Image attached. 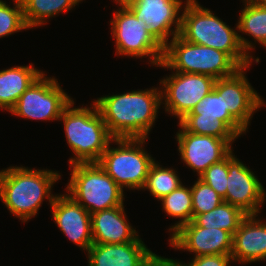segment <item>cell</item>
Wrapping results in <instances>:
<instances>
[{
	"mask_svg": "<svg viewBox=\"0 0 266 266\" xmlns=\"http://www.w3.org/2000/svg\"><path fill=\"white\" fill-rule=\"evenodd\" d=\"M96 104L113 138L149 137L162 104L161 89L127 91L97 98Z\"/></svg>",
	"mask_w": 266,
	"mask_h": 266,
	"instance_id": "cell-1",
	"label": "cell"
},
{
	"mask_svg": "<svg viewBox=\"0 0 266 266\" xmlns=\"http://www.w3.org/2000/svg\"><path fill=\"white\" fill-rule=\"evenodd\" d=\"M184 4L179 32L182 39L221 50L241 68L251 66L254 56L250 54V51L255 49V46L252 41L239 34L237 24L235 29L231 28L196 0H186Z\"/></svg>",
	"mask_w": 266,
	"mask_h": 266,
	"instance_id": "cell-2",
	"label": "cell"
},
{
	"mask_svg": "<svg viewBox=\"0 0 266 266\" xmlns=\"http://www.w3.org/2000/svg\"><path fill=\"white\" fill-rule=\"evenodd\" d=\"M60 177L53 170L10 166L0 170V199L10 213L27 222L38 214L45 199L53 204L52 186Z\"/></svg>",
	"mask_w": 266,
	"mask_h": 266,
	"instance_id": "cell-3",
	"label": "cell"
},
{
	"mask_svg": "<svg viewBox=\"0 0 266 266\" xmlns=\"http://www.w3.org/2000/svg\"><path fill=\"white\" fill-rule=\"evenodd\" d=\"M74 104L72 100L59 119L64 123L65 137L74 154L69 165L97 163L113 137L94 102L91 107L76 108Z\"/></svg>",
	"mask_w": 266,
	"mask_h": 266,
	"instance_id": "cell-4",
	"label": "cell"
},
{
	"mask_svg": "<svg viewBox=\"0 0 266 266\" xmlns=\"http://www.w3.org/2000/svg\"><path fill=\"white\" fill-rule=\"evenodd\" d=\"M157 67L208 75L215 80L230 77L241 68L227 53L187 42L179 35L164 47L162 62Z\"/></svg>",
	"mask_w": 266,
	"mask_h": 266,
	"instance_id": "cell-5",
	"label": "cell"
},
{
	"mask_svg": "<svg viewBox=\"0 0 266 266\" xmlns=\"http://www.w3.org/2000/svg\"><path fill=\"white\" fill-rule=\"evenodd\" d=\"M145 138H113L97 162L124 190H142L155 159L143 148ZM111 143L118 145L110 147Z\"/></svg>",
	"mask_w": 266,
	"mask_h": 266,
	"instance_id": "cell-6",
	"label": "cell"
},
{
	"mask_svg": "<svg viewBox=\"0 0 266 266\" xmlns=\"http://www.w3.org/2000/svg\"><path fill=\"white\" fill-rule=\"evenodd\" d=\"M67 194L90 214L124 205V190L98 163L70 165Z\"/></svg>",
	"mask_w": 266,
	"mask_h": 266,
	"instance_id": "cell-7",
	"label": "cell"
},
{
	"mask_svg": "<svg viewBox=\"0 0 266 266\" xmlns=\"http://www.w3.org/2000/svg\"><path fill=\"white\" fill-rule=\"evenodd\" d=\"M110 24L116 55L149 57L150 64L156 67L162 62L164 47L149 32L145 22L137 19L126 5H120L114 11Z\"/></svg>",
	"mask_w": 266,
	"mask_h": 266,
	"instance_id": "cell-8",
	"label": "cell"
},
{
	"mask_svg": "<svg viewBox=\"0 0 266 266\" xmlns=\"http://www.w3.org/2000/svg\"><path fill=\"white\" fill-rule=\"evenodd\" d=\"M179 124L190 133L238 139L246 130L230 115L223 96L213 88Z\"/></svg>",
	"mask_w": 266,
	"mask_h": 266,
	"instance_id": "cell-9",
	"label": "cell"
},
{
	"mask_svg": "<svg viewBox=\"0 0 266 266\" xmlns=\"http://www.w3.org/2000/svg\"><path fill=\"white\" fill-rule=\"evenodd\" d=\"M64 91L55 77H47L44 72L20 96L9 113L30 120L59 121L73 100Z\"/></svg>",
	"mask_w": 266,
	"mask_h": 266,
	"instance_id": "cell-10",
	"label": "cell"
},
{
	"mask_svg": "<svg viewBox=\"0 0 266 266\" xmlns=\"http://www.w3.org/2000/svg\"><path fill=\"white\" fill-rule=\"evenodd\" d=\"M215 81L208 75L173 71L169 77L160 79L165 111L180 121L213 90Z\"/></svg>",
	"mask_w": 266,
	"mask_h": 266,
	"instance_id": "cell-11",
	"label": "cell"
},
{
	"mask_svg": "<svg viewBox=\"0 0 266 266\" xmlns=\"http://www.w3.org/2000/svg\"><path fill=\"white\" fill-rule=\"evenodd\" d=\"M181 128L176 133L179 155L181 160L197 172L198 178L212 164L225 159L232 151V143L236 139H222L210 135H199L187 132Z\"/></svg>",
	"mask_w": 266,
	"mask_h": 266,
	"instance_id": "cell-12",
	"label": "cell"
},
{
	"mask_svg": "<svg viewBox=\"0 0 266 266\" xmlns=\"http://www.w3.org/2000/svg\"><path fill=\"white\" fill-rule=\"evenodd\" d=\"M233 154L228 155L226 202L246 215H258L266 200L265 189L255 173Z\"/></svg>",
	"mask_w": 266,
	"mask_h": 266,
	"instance_id": "cell-13",
	"label": "cell"
},
{
	"mask_svg": "<svg viewBox=\"0 0 266 266\" xmlns=\"http://www.w3.org/2000/svg\"><path fill=\"white\" fill-rule=\"evenodd\" d=\"M182 3V0H133L126 6L135 14L137 19L145 22L149 32L165 47L169 43V36L173 39L179 35L180 13L183 11L182 6H184Z\"/></svg>",
	"mask_w": 266,
	"mask_h": 266,
	"instance_id": "cell-14",
	"label": "cell"
},
{
	"mask_svg": "<svg viewBox=\"0 0 266 266\" xmlns=\"http://www.w3.org/2000/svg\"><path fill=\"white\" fill-rule=\"evenodd\" d=\"M248 68H240L234 75L217 79L214 83V88L223 96L225 108L246 131L253 114L264 105V99L245 75Z\"/></svg>",
	"mask_w": 266,
	"mask_h": 266,
	"instance_id": "cell-15",
	"label": "cell"
},
{
	"mask_svg": "<svg viewBox=\"0 0 266 266\" xmlns=\"http://www.w3.org/2000/svg\"><path fill=\"white\" fill-rule=\"evenodd\" d=\"M170 246L174 249L194 252L196 256L212 254L231 255L233 235L219 228H204L193 220L170 233Z\"/></svg>",
	"mask_w": 266,
	"mask_h": 266,
	"instance_id": "cell-16",
	"label": "cell"
},
{
	"mask_svg": "<svg viewBox=\"0 0 266 266\" xmlns=\"http://www.w3.org/2000/svg\"><path fill=\"white\" fill-rule=\"evenodd\" d=\"M50 208L58 228L86 252L93 244L91 214L68 194H57Z\"/></svg>",
	"mask_w": 266,
	"mask_h": 266,
	"instance_id": "cell-17",
	"label": "cell"
},
{
	"mask_svg": "<svg viewBox=\"0 0 266 266\" xmlns=\"http://www.w3.org/2000/svg\"><path fill=\"white\" fill-rule=\"evenodd\" d=\"M247 215L233 235L232 261L242 264L266 261V222Z\"/></svg>",
	"mask_w": 266,
	"mask_h": 266,
	"instance_id": "cell-18",
	"label": "cell"
},
{
	"mask_svg": "<svg viewBox=\"0 0 266 266\" xmlns=\"http://www.w3.org/2000/svg\"><path fill=\"white\" fill-rule=\"evenodd\" d=\"M86 252L88 266H142L153 254L140 237L123 244L93 243Z\"/></svg>",
	"mask_w": 266,
	"mask_h": 266,
	"instance_id": "cell-19",
	"label": "cell"
},
{
	"mask_svg": "<svg viewBox=\"0 0 266 266\" xmlns=\"http://www.w3.org/2000/svg\"><path fill=\"white\" fill-rule=\"evenodd\" d=\"M93 243L123 244L135 241L136 231L128 222L124 205L91 214Z\"/></svg>",
	"mask_w": 266,
	"mask_h": 266,
	"instance_id": "cell-20",
	"label": "cell"
},
{
	"mask_svg": "<svg viewBox=\"0 0 266 266\" xmlns=\"http://www.w3.org/2000/svg\"><path fill=\"white\" fill-rule=\"evenodd\" d=\"M43 73L33 64L0 70V109L10 112L20 96Z\"/></svg>",
	"mask_w": 266,
	"mask_h": 266,
	"instance_id": "cell-21",
	"label": "cell"
},
{
	"mask_svg": "<svg viewBox=\"0 0 266 266\" xmlns=\"http://www.w3.org/2000/svg\"><path fill=\"white\" fill-rule=\"evenodd\" d=\"M83 0H28L23 5L24 21L29 29L47 23V19L65 13Z\"/></svg>",
	"mask_w": 266,
	"mask_h": 266,
	"instance_id": "cell-22",
	"label": "cell"
},
{
	"mask_svg": "<svg viewBox=\"0 0 266 266\" xmlns=\"http://www.w3.org/2000/svg\"><path fill=\"white\" fill-rule=\"evenodd\" d=\"M246 216L238 207L223 201L213 210L197 215L193 221L200 227L219 228L234 235Z\"/></svg>",
	"mask_w": 266,
	"mask_h": 266,
	"instance_id": "cell-23",
	"label": "cell"
},
{
	"mask_svg": "<svg viewBox=\"0 0 266 266\" xmlns=\"http://www.w3.org/2000/svg\"><path fill=\"white\" fill-rule=\"evenodd\" d=\"M160 201H162V208L167 215L179 218V221L168 229L172 234L182 225L193 220L191 187L188 188L181 184Z\"/></svg>",
	"mask_w": 266,
	"mask_h": 266,
	"instance_id": "cell-24",
	"label": "cell"
},
{
	"mask_svg": "<svg viewBox=\"0 0 266 266\" xmlns=\"http://www.w3.org/2000/svg\"><path fill=\"white\" fill-rule=\"evenodd\" d=\"M245 4L237 22L238 32L253 37L254 42L266 48V9L249 0Z\"/></svg>",
	"mask_w": 266,
	"mask_h": 266,
	"instance_id": "cell-25",
	"label": "cell"
},
{
	"mask_svg": "<svg viewBox=\"0 0 266 266\" xmlns=\"http://www.w3.org/2000/svg\"><path fill=\"white\" fill-rule=\"evenodd\" d=\"M181 184L182 182L174 168L162 167L158 161H155L150 167L142 190H148L159 201Z\"/></svg>",
	"mask_w": 266,
	"mask_h": 266,
	"instance_id": "cell-26",
	"label": "cell"
},
{
	"mask_svg": "<svg viewBox=\"0 0 266 266\" xmlns=\"http://www.w3.org/2000/svg\"><path fill=\"white\" fill-rule=\"evenodd\" d=\"M193 219L202 213H207L224 200L208 184L197 178V181L191 187Z\"/></svg>",
	"mask_w": 266,
	"mask_h": 266,
	"instance_id": "cell-27",
	"label": "cell"
},
{
	"mask_svg": "<svg viewBox=\"0 0 266 266\" xmlns=\"http://www.w3.org/2000/svg\"><path fill=\"white\" fill-rule=\"evenodd\" d=\"M13 5L10 7L6 1L0 2V38L29 29L24 21L23 6Z\"/></svg>",
	"mask_w": 266,
	"mask_h": 266,
	"instance_id": "cell-28",
	"label": "cell"
},
{
	"mask_svg": "<svg viewBox=\"0 0 266 266\" xmlns=\"http://www.w3.org/2000/svg\"><path fill=\"white\" fill-rule=\"evenodd\" d=\"M228 176V156L222 161L212 164L199 177L200 180L213 188L226 202Z\"/></svg>",
	"mask_w": 266,
	"mask_h": 266,
	"instance_id": "cell-29",
	"label": "cell"
},
{
	"mask_svg": "<svg viewBox=\"0 0 266 266\" xmlns=\"http://www.w3.org/2000/svg\"><path fill=\"white\" fill-rule=\"evenodd\" d=\"M231 262V255L219 254L196 256L187 264L177 260L178 266H229V263Z\"/></svg>",
	"mask_w": 266,
	"mask_h": 266,
	"instance_id": "cell-30",
	"label": "cell"
},
{
	"mask_svg": "<svg viewBox=\"0 0 266 266\" xmlns=\"http://www.w3.org/2000/svg\"><path fill=\"white\" fill-rule=\"evenodd\" d=\"M249 1L266 9V0H249Z\"/></svg>",
	"mask_w": 266,
	"mask_h": 266,
	"instance_id": "cell-31",
	"label": "cell"
},
{
	"mask_svg": "<svg viewBox=\"0 0 266 266\" xmlns=\"http://www.w3.org/2000/svg\"><path fill=\"white\" fill-rule=\"evenodd\" d=\"M13 4H17L20 6H23L28 0H13ZM0 2H3V0H0Z\"/></svg>",
	"mask_w": 266,
	"mask_h": 266,
	"instance_id": "cell-32",
	"label": "cell"
},
{
	"mask_svg": "<svg viewBox=\"0 0 266 266\" xmlns=\"http://www.w3.org/2000/svg\"><path fill=\"white\" fill-rule=\"evenodd\" d=\"M133 0H114L119 6L120 5H126L127 3L131 2Z\"/></svg>",
	"mask_w": 266,
	"mask_h": 266,
	"instance_id": "cell-33",
	"label": "cell"
}]
</instances>
